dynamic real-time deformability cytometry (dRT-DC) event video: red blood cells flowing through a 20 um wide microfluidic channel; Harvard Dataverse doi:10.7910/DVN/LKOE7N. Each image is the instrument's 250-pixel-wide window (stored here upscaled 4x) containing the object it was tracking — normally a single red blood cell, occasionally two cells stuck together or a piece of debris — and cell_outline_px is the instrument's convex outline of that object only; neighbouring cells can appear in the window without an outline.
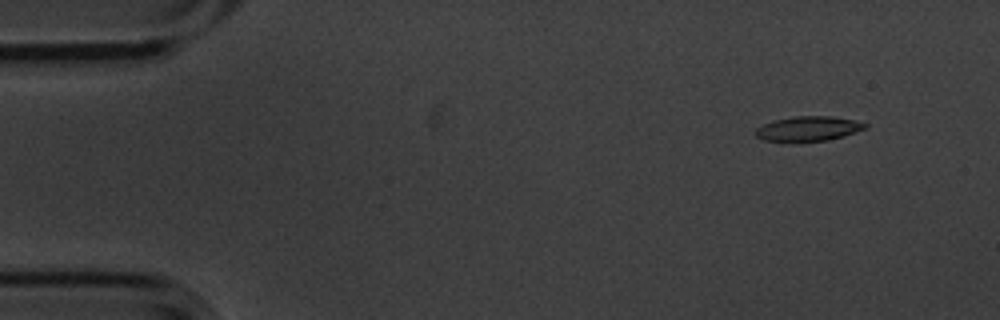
{"species": "common noctule bat (a hibernating species)", "species_latin": "Nyctalus noctula", "temperature_condition": "cold", "stored_images_in_passage": 5, "camera_frame_rate_fps": 3000, "um_per_image_px": 0.085, "animal": {"sex": "male", "body_mass_g": 20.1, "forearm_length_mm": 53.5}, "frame": {"image": 1, "passage_image": 1, "time_ms": 0.0, "image_size_px": [1000, 320], "cell_outline_px": [[868, 128], [844, 136], [828, 140], [764, 140], [756, 136], [756, 128], [764, 124], [776, 120], [792, 116], [832, 116], [856, 120], [868, 124]], "centroid_in_image_um": [68.78, 10.91], "position_along_channel_um": 16.2, "area_um2": 15.49}}